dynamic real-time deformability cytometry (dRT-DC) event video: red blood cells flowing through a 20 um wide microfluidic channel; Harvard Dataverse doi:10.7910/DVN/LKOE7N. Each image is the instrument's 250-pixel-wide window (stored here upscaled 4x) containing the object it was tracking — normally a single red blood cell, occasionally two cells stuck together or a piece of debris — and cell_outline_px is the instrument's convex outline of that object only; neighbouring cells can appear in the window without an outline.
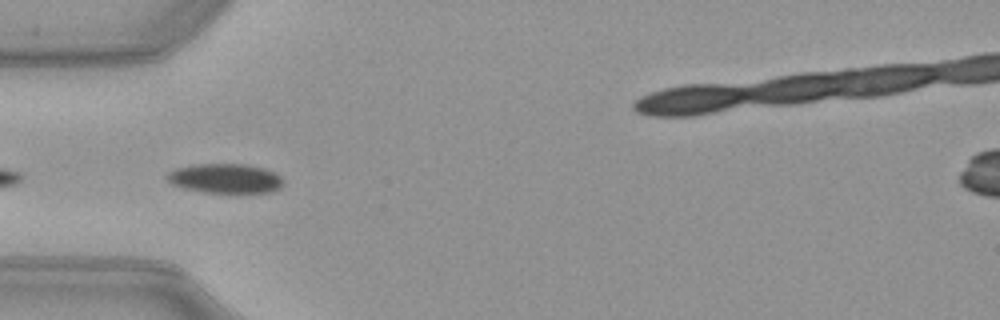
{"species": "common noctule bat (a hibernating species)", "species_latin": "Nyctalus noctula", "temperature_condition": "warm", "stored_images_in_passage": 9, "camera_frame_rate_fps": 3000, "um_per_image_px": 0.085, "animal": {"sex": "female", "body_mass_g": 21.9}, "frame": {"image": 1, "passage_image": 6, "time_ms": 1.667, "image_size_px": [1000, 320], "cell_outline_px": [[284, 184], [280, 188], [272, 192], [204, 192], [184, 188], [172, 184], [164, 176], [168, 172], [176, 168], [192, 164], [244, 164], [264, 168], [276, 172], [284, 180]], "centroid_in_image_um": [19.16, 15.16], "position_along_channel_um": 65.8, "area_um2": 20.11}}